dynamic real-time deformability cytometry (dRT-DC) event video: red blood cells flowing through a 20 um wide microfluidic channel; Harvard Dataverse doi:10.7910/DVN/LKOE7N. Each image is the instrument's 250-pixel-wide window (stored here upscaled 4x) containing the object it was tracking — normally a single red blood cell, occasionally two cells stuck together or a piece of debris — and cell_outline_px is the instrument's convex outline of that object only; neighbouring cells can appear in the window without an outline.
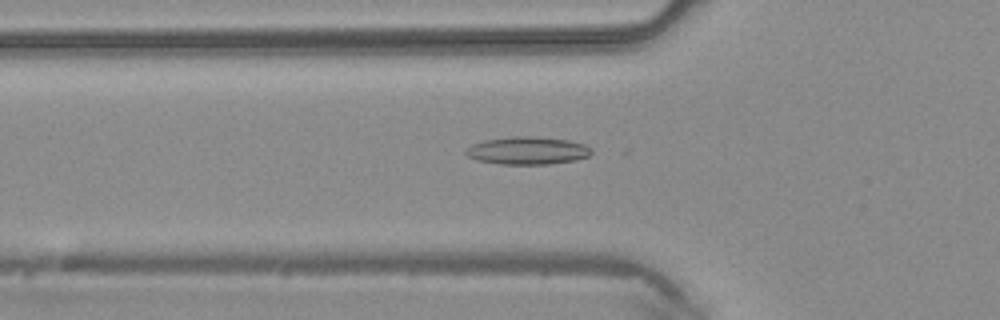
{"species": "common noctule bat (a hibernating species)", "species_latin": "Nyctalus noctula", "temperature_condition": "warm", "stored_images_in_passage": 46, "camera_frame_rate_fps": 3000, "um_per_image_px": 0.085, "animal": {"sex": "male", "body_mass_g": 20.4}, "frame": {"image": 1, "passage_image": 16, "time_ms": 5.0, "image_size_px": [1000, 320], "cell_outline_px": [[592, 152], [588, 156], [576, 160], [548, 164], [500, 164], [476, 160], [468, 156], [464, 152], [472, 144], [484, 140], [512, 136], [528, 136], [568, 140], [584, 144], [592, 148]], "centroid_in_image_um": [44.83, 12.8], "position_along_channel_um": 81.0, "area_um2": 20.23}}
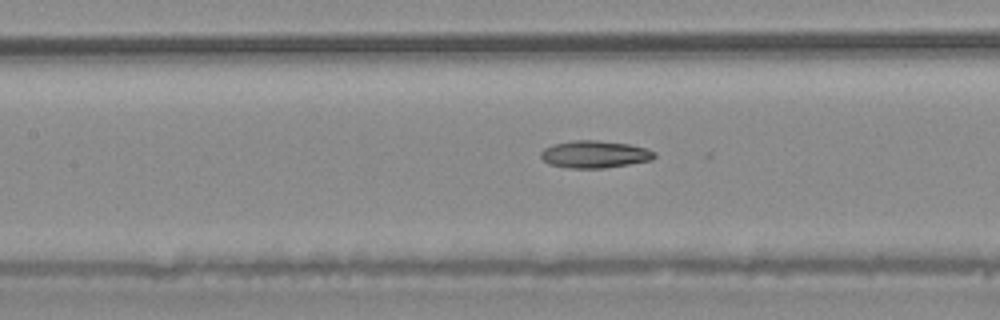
{"frame": {"image": 2, "passage_image": 21, "time_ms": 6.667, "image_size_px": [1000, 320], "cell_outline_px": [[656, 156], [652, 160], [604, 168], [568, 168], [548, 164], [540, 156], [540, 152], [544, 148], [552, 144], [572, 140], [596, 140], [628, 144], [648, 148], [656, 152]], "centroid_in_image_um": [50.54, 13.11], "position_along_channel_um": 156.9, "area_um2": 18.21}}
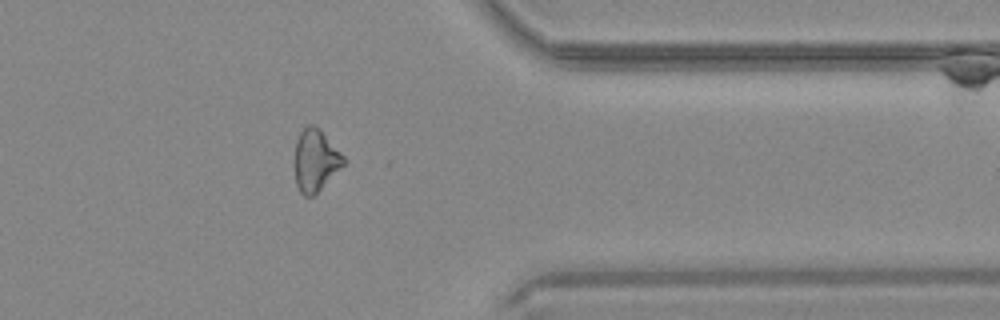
{"frame": {"image": 3, "passage_image": 37, "time_ms": 12.0, "image_size_px": [1000, 320], "cell_outline_px": [[344, 164], [312, 196], [304, 196], [300, 192], [296, 184], [296, 140], [300, 132], [308, 124], [312, 124], [320, 128], [344, 156]], "centroid_in_image_um": [26.81, 13.59], "position_along_channel_um": 384.6, "area_um2": 17.17}}